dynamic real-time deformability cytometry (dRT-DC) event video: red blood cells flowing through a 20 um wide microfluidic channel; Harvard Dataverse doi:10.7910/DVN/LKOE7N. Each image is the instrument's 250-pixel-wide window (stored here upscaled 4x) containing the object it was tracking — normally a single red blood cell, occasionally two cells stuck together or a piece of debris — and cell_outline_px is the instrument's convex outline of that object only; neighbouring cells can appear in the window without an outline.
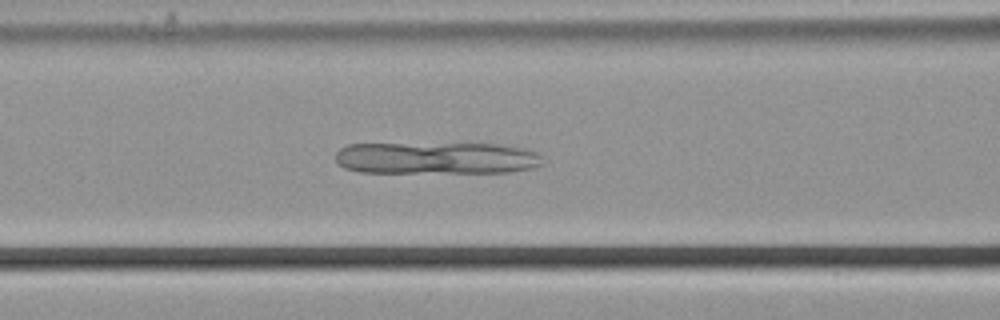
{"species": "common noctule bat (a hibernating species)", "species_latin": "Nyctalus noctula", "temperature_condition": "cold", "stored_images_in_passage": 56, "camera_frame_rate_fps": 3000, "um_per_image_px": 0.085, "animal": {"sex": "male", "body_mass_g": 21.5, "forearm_length_mm": 52.0}, "frame": {"image": 1, "passage_image": 23, "time_ms": 7.333, "image_size_px": [1000, 320], "cell_outline_px": [[544, 164], [536, 168], [508, 172], [360, 172], [344, 168], [336, 160], [336, 152], [340, 148], [348, 144], [496, 144], [524, 148], [540, 152]], "centroid_in_image_um": [37.16, 13.44], "position_along_channel_um": 129.4, "area_um2": 38.84}}
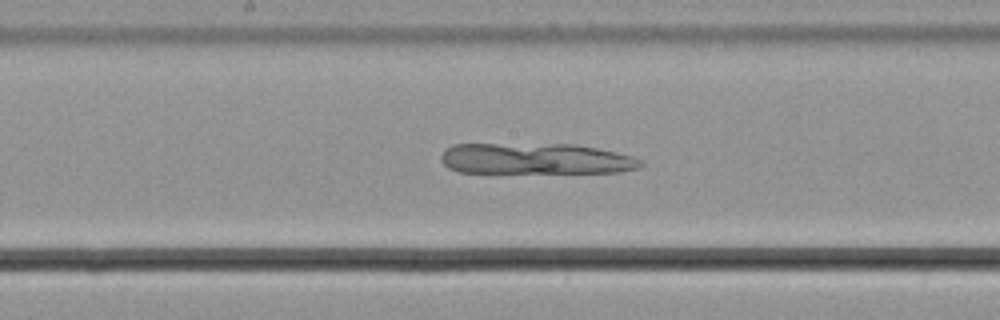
{"frame": {"image": 2, "passage_image": 29, "time_ms": 9.333, "image_size_px": [1000, 320], "cell_outline_px": [[644, 164], [636, 168], [620, 172], [460, 172], [448, 168], [440, 160], [440, 156], [444, 148], [452, 144], [576, 144], [616, 152], [632, 156], [640, 160]], "centroid_in_image_um": [45.47, 13.48], "position_along_channel_um": 202.7, "area_um2": 36.07}}
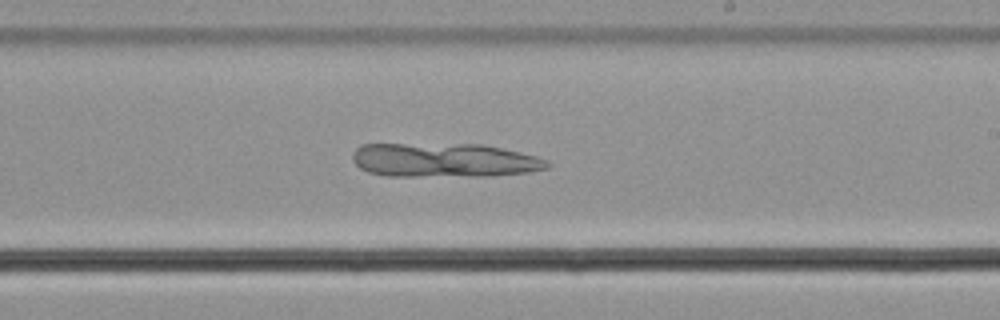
{"frame": {"image": 3, "passage_image": 33, "time_ms": 10.667, "image_size_px": [1000, 320], "cell_outline_px": [[552, 164], [548, 168], [528, 172], [492, 176], [384, 176], [368, 172], [360, 168], [352, 160], [352, 152], [360, 144], [480, 144], [500, 148], [536, 156], [548, 160]], "centroid_in_image_um": [37.73, 13.62], "position_along_channel_um": 251.3, "area_um2": 38.96}}